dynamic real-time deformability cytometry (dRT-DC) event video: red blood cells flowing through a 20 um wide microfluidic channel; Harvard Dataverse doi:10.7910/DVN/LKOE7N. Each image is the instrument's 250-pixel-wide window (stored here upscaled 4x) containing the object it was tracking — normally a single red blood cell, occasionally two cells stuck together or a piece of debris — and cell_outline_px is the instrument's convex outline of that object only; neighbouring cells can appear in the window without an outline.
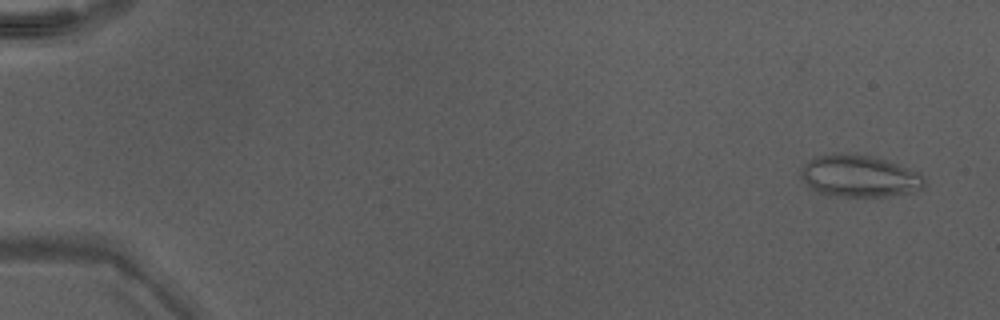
{"species": "Egyptian fruit bat (a non-hibernating species)", "species_latin": "Rousettus aegyptiacus", "temperature_condition": "warm", "stored_images_in_passage": 47, "camera_frame_rate_fps": 3000, "um_per_image_px": 0.085, "animal": {"sex": "male"}, "frame": {"image": 1, "passage_image": 1, "time_ms": 0.0, "image_size_px": [1000, 320], "cell_outline_px": [[924, 188], [912, 192], [884, 196], [840, 196], [816, 192], [800, 176], [800, 172], [804, 164], [808, 160], [816, 156], [840, 152], [848, 152], [868, 156], [884, 160], [920, 172], [924, 176]], "centroid_in_image_um": [73.03, 14.95], "position_along_channel_um": 12.0, "area_um2": 30.06}}
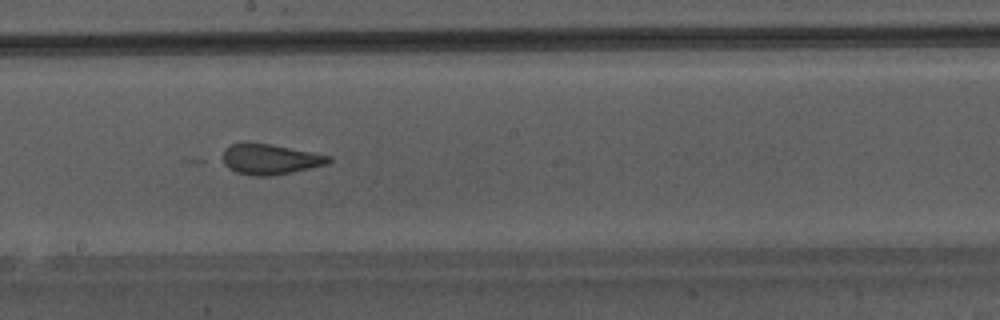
{"frame": {"image": 2, "passage_image": 27, "time_ms": 8.667, "image_size_px": [1000, 320], "cell_outline_px": [[332, 160], [328, 164], [268, 176], [256, 176], [236, 172], [228, 168], [216, 160], [232, 144], [268, 144], [332, 156]], "centroid_in_image_um": [22.9, 13.55], "position_along_channel_um": 225.3, "area_um2": 18.44}}
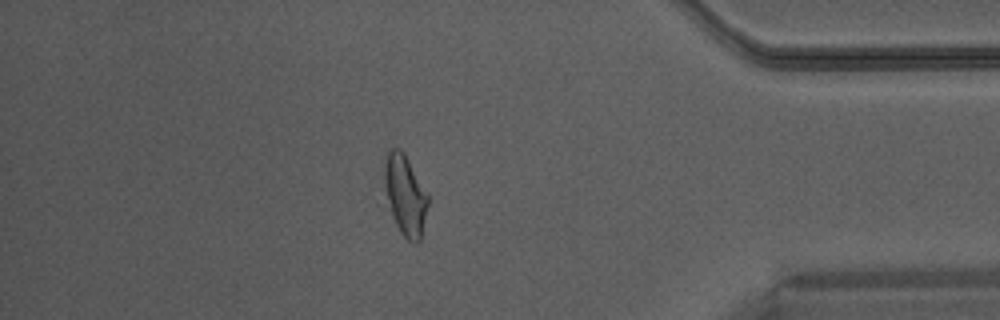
{"frame": {"image": 3, "passage_image": 41, "time_ms": 13.333, "image_size_px": [1000, 320], "cell_outline_px": [[428, 204], [420, 240], [416, 244], [408, 240], [400, 232], [392, 216], [384, 176], [384, 168], [388, 152], [392, 148], [400, 148], [404, 152], [428, 196]], "centroid_in_image_um": [34.45, 16.6], "position_along_channel_um": 400.7, "area_um2": 19.71}}